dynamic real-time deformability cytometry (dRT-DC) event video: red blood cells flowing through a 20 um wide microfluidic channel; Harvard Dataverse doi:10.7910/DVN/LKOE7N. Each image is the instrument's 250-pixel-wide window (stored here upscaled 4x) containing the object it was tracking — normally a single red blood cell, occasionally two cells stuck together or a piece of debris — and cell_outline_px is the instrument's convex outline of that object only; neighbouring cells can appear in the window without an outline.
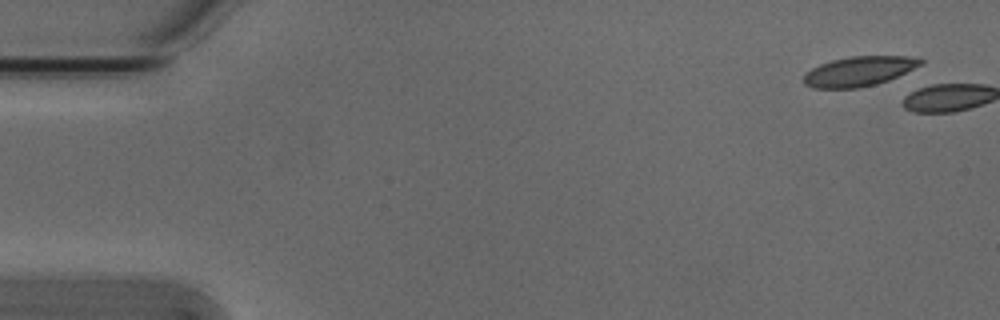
{"species": "Egyptian fruit bat (a non-hibernating species)", "species_latin": "Rousettus aegyptiacus", "temperature_condition": "cold", "stored_images_in_passage": 7, "camera_frame_rate_fps": 3000, "um_per_image_px": 0.085, "animal": {"sex": "male"}, "frame": {"image": 1, "passage_image": 1, "time_ms": 0.0, "image_size_px": [1000, 320], "cell_outline_px": [[924, 64], [888, 80], [876, 84], [860, 88], [812, 88], [804, 84], [804, 72], [820, 64], [832, 60], [848, 56], [908, 56], [924, 60]], "centroid_in_image_um": [73.0, 6.06], "position_along_channel_um": 12.0, "area_um2": 20.35}}
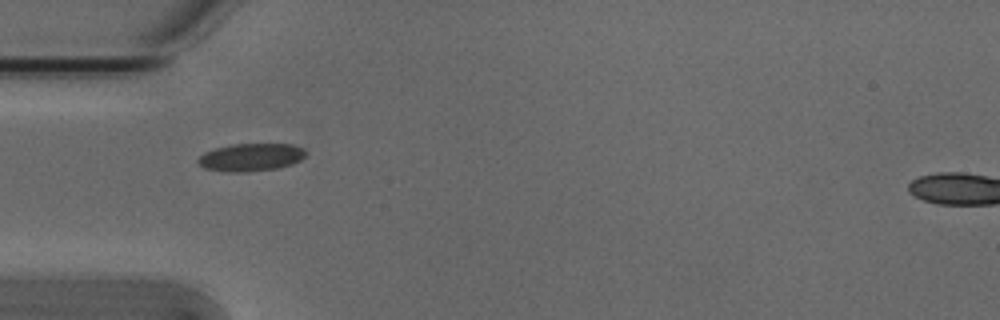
{"frame": {"image": 2, "passage_image": 5, "time_ms": 1.333, "image_size_px": [1000, 320], "cell_outline_px": [[304, 156], [300, 160], [292, 164], [276, 168], [248, 172], [228, 172], [204, 168], [196, 160], [204, 152], [216, 148], [232, 144], [292, 144], [304, 148]], "centroid_in_image_um": [21.31, 13.36], "position_along_channel_um": 63.7, "area_um2": 17.34}}